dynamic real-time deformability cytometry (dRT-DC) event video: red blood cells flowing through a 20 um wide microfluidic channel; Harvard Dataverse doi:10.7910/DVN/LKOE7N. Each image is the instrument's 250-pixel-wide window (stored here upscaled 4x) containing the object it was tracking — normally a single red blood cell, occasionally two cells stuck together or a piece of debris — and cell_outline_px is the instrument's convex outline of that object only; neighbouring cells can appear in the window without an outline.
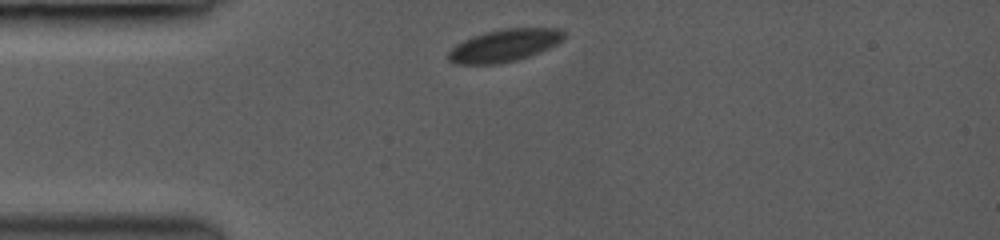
{"species": "common noctule bat (a hibernating species)", "species_latin": "Nyctalus noctula", "temperature_condition": "room temperature", "stored_images_in_passage": 12, "camera_frame_rate_fps": 3000, "um_per_image_px": 0.085, "animal": {"sex": "female", "body_mass_g": 19.0, "forearm_length_mm": 53.3}, "frame": {"image": 1, "passage_image": 1, "time_ms": 0.0, "image_size_px": [1000, 240], "cell_outline_px": [[564, 40], [540, 52], [516, 60], [496, 64], [456, 64], [448, 60], [448, 52], [456, 44], [464, 40], [484, 32], [504, 28], [560, 28], [564, 32]], "centroid_in_image_um": [42.87, 3.86], "position_along_channel_um": 42.1, "area_um2": 21.79}}
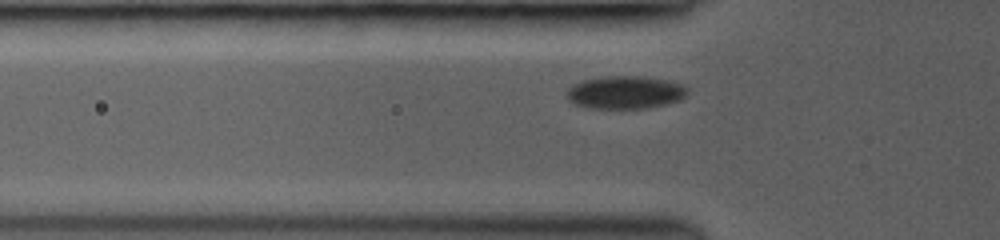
{"frame": {"image": 2, "passage_image": 7, "time_ms": 1.333, "image_size_px": [1000, 240], "cell_outline_px": [[688, 92], [680, 100], [664, 104], [644, 108], [588, 108], [572, 104], [568, 100], [568, 88], [572, 84], [580, 80], [600, 76], [644, 76], [668, 80], [684, 84], [688, 88]], "centroid_in_image_um": [53.12, 7.83], "position_along_channel_um": 72.7, "area_um2": 23.41}}
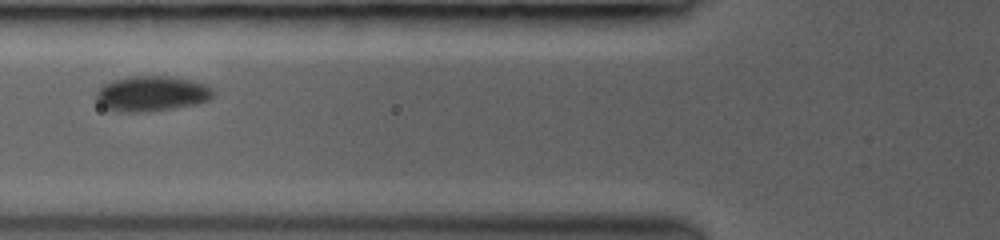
{"frame": {"image": 3, "passage_image": 11, "time_ms": 2.333, "image_size_px": [1000, 240], "cell_outline_px": [[216, 92], [208, 100], [196, 104], [172, 108], [136, 112], [116, 112], [104, 108], [96, 100], [96, 92], [104, 84], [112, 80], [128, 76], [168, 76], [192, 80], [204, 84], [212, 88]], "centroid_in_image_um": [12.87, 7.95], "position_along_channel_um": 112.9, "area_um2": 24.1}}